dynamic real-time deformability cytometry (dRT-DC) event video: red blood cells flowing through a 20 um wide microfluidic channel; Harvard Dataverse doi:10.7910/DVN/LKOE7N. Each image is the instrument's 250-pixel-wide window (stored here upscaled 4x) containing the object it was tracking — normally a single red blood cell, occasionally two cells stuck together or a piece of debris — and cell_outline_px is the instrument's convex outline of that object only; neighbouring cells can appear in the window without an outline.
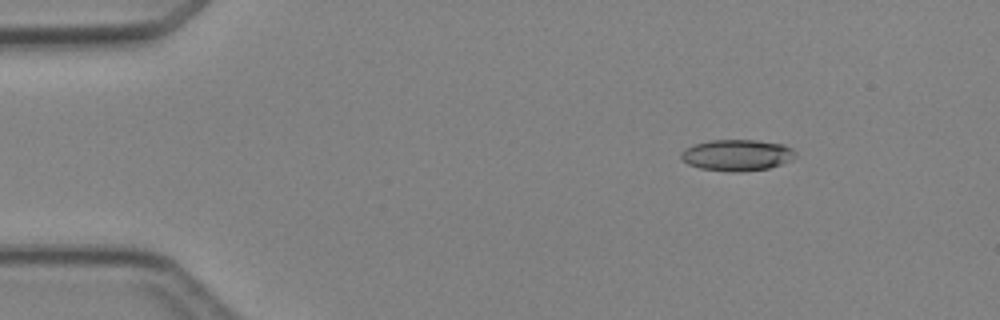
{"species": "Egyptian fruit bat (a non-hibernating species)", "species_latin": "Rousettus aegyptiacus", "temperature_condition": "cold", "stored_images_in_passage": 4, "camera_frame_rate_fps": 3000, "um_per_image_px": 0.085, "animal": {"sex": "female"}, "frame": {"image": 1, "passage_image": 2, "time_ms": 1.333, "image_size_px": [1000, 320], "cell_outline_px": [[796, 156], [792, 160], [768, 168], [740, 172], [732, 172], [700, 168], [688, 164], [680, 156], [680, 152], [684, 148], [696, 144], [712, 140], [756, 140], [784, 144], [792, 148], [796, 152]], "centroid_in_image_um": [62.66, 13.18], "position_along_channel_um": 22.3, "area_um2": 20.87}}